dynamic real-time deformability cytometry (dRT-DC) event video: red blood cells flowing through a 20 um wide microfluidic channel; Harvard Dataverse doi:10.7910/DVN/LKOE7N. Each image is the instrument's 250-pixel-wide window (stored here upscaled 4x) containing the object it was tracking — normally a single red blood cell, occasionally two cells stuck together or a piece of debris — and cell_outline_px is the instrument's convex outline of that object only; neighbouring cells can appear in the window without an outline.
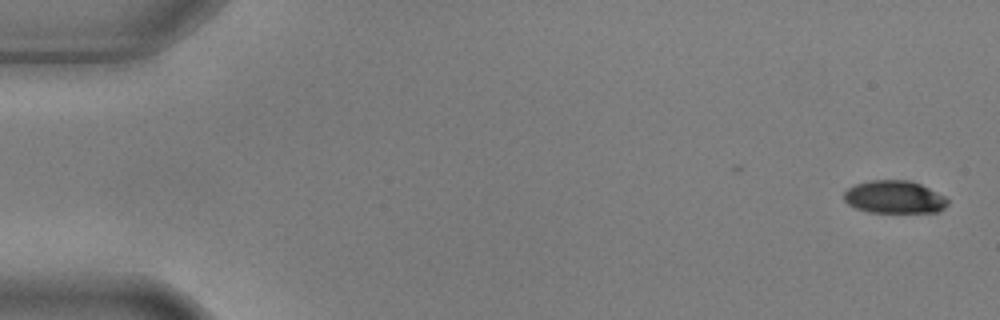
{"species": "common noctule bat (a hibernating species)", "species_latin": "Nyctalus noctula", "temperature_condition": "warm", "stored_images_in_passage": 6, "segment_of_instrument_passage": [1, 2], "camera_frame_rate_fps": 3000, "um_per_image_px": 0.085, "animal": {"sex": "male", "body_mass_g": 17.9, "forearm_length_mm": 54.2}, "frame": {"image": 1, "passage_image": 1, "time_ms": 0.0, "image_size_px": [1000, 320], "cell_outline_px": [[948, 204], [944, 208], [936, 212], [868, 212], [856, 208], [848, 204], [844, 200], [844, 192], [848, 188], [856, 184], [872, 180], [912, 180], [944, 196], [948, 200]], "centroid_in_image_um": [76.01, 16.75], "position_along_channel_um": 9.0, "area_um2": 19.71}}
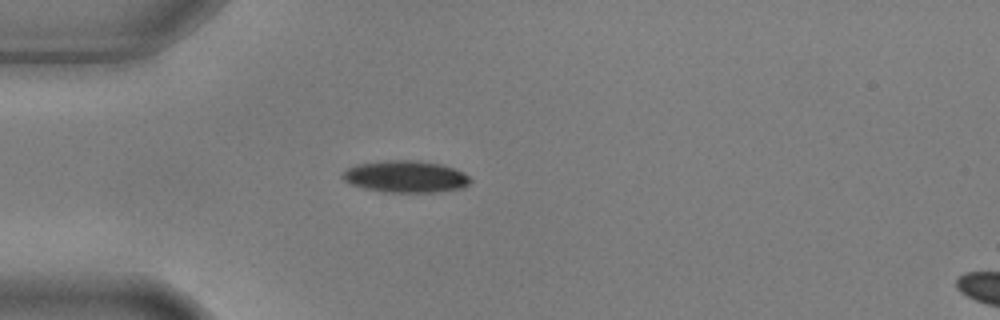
{"frame": {"image": 2, "passage_image": 5, "time_ms": 1.333, "image_size_px": [1000, 320], "cell_outline_px": [[472, 180], [464, 188], [432, 192], [380, 192], [364, 188], [352, 184], [344, 180], [340, 176], [348, 168], [356, 164], [384, 160], [420, 160], [444, 164], [464, 172]], "centroid_in_image_um": [34.49, 15.0], "position_along_channel_um": 50.5, "area_um2": 23.99}}